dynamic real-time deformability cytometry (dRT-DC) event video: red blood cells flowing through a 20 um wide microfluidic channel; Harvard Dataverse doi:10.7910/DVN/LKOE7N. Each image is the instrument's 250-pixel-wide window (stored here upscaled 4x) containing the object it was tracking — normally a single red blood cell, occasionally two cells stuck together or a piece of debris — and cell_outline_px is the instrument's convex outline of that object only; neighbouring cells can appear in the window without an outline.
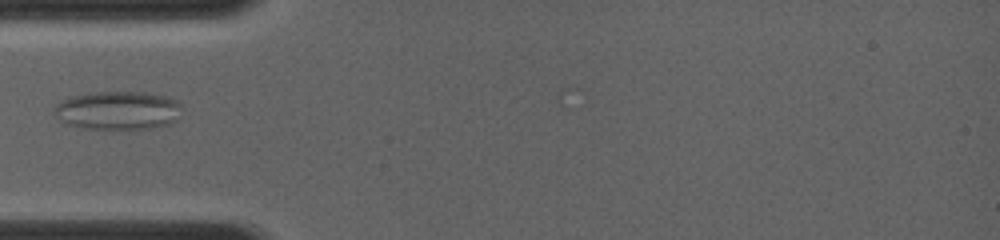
{"species": "common noctule bat (a hibernating species)", "species_latin": "Nyctalus noctula", "temperature_condition": "room temperature", "stored_images_in_passage": 3, "camera_frame_rate_fps": 4000, "um_per_image_px": 0.085, "animal": {"sex": "female", "body_mass_g": 19.0, "forearm_length_mm": 56.7}, "frame": {"image": 1, "passage_image": 2, "time_ms": 0.75, "image_size_px": [1000, 240], "cell_outline_px": [[180, 108], [176, 120], [168, 124], [152, 128], [80, 128], [68, 124], [60, 120], [52, 112], [52, 108], [60, 100], [72, 96], [92, 92], [144, 92], [168, 96], [176, 100], [180, 104]], "centroid_in_image_um": [9.97, 9.37], "position_along_channel_um": 75.0, "area_um2": 28.61}}